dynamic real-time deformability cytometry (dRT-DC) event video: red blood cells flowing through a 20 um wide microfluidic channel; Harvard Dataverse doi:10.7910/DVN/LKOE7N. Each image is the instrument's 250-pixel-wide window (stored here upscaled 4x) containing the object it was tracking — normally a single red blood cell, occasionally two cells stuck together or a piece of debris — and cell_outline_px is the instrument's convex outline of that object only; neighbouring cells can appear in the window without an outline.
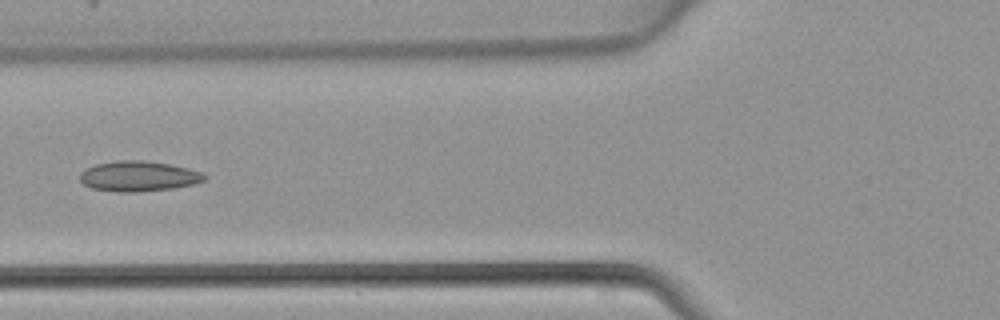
{"species": "common noctule bat (a hibernating species)", "species_latin": "Nyctalus noctula", "temperature_condition": "warm", "stored_images_in_passage": 5, "camera_frame_rate_fps": 3000, "um_per_image_px": 0.085, "animal": {"sex": "female", "body_mass_g": 22.7, "forearm_length_mm": 54.2}, "frame": {"image": 1, "passage_image": 5, "time_ms": 1.333, "image_size_px": [1000, 320], "cell_outline_px": [[208, 176], [204, 180], [192, 184], [172, 188], [136, 192], [116, 192], [92, 188], [84, 184], [80, 180], [80, 172], [96, 164], [116, 160], [144, 160], [168, 164], [188, 168], [204, 172]], "centroid_in_image_um": [11.78, 14.97], "position_along_channel_um": 114.0, "area_um2": 21.96}}